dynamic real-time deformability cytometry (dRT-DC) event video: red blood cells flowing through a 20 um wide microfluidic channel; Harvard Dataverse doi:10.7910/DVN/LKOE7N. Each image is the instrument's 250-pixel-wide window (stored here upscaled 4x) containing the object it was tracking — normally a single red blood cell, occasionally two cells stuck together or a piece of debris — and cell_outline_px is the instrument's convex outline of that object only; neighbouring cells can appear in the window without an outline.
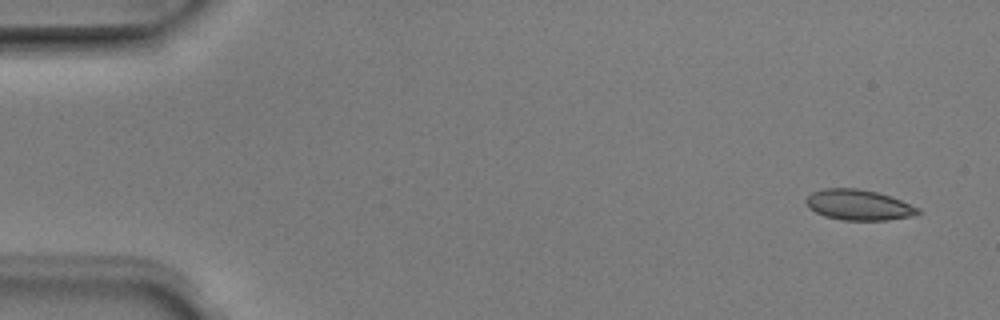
{"species": "Egyptian fruit bat (a non-hibernating species)", "species_latin": "Rousettus aegyptiacus", "temperature_condition": "room temperature", "stored_images_in_passage": 5, "camera_frame_rate_fps": 3000, "um_per_image_px": 0.085, "animal": {"sex": "male"}, "frame": {"image": 1, "passage_image": 1, "time_ms": 0.0, "image_size_px": [1000, 320], "cell_outline_px": [[920, 212], [912, 216], [888, 220], [840, 220], [824, 216], [808, 208], [804, 200], [812, 192], [824, 188], [856, 188], [876, 192], [900, 200], [920, 208]], "centroid_in_image_um": [72.94, 17.42], "position_along_channel_um": 12.1, "area_um2": 19.88}}
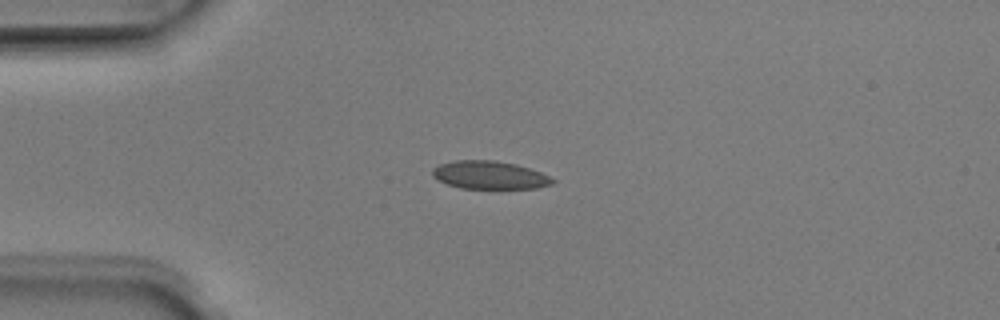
{"frame": {"image": 2, "passage_image": 4, "time_ms": 1.0, "image_size_px": [1000, 320], "cell_outline_px": [[556, 180], [552, 184], [536, 188], [460, 188], [448, 184], [432, 176], [432, 168], [440, 164], [456, 160], [492, 160], [516, 164], [540, 172]], "centroid_in_image_um": [41.6, 14.87], "position_along_channel_um": 43.4, "area_um2": 19.42}}
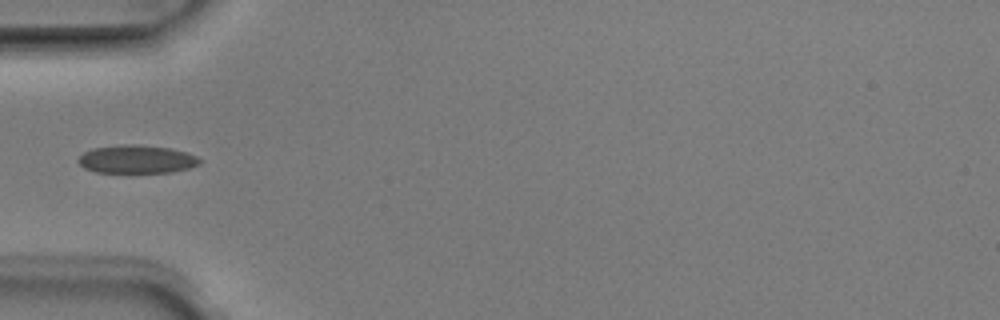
{"frame": {"image": 3, "passage_image": 5, "time_ms": 1.333, "image_size_px": [1000, 320], "cell_outline_px": [[204, 160], [200, 164], [188, 168], [172, 172], [96, 172], [84, 168], [76, 160], [84, 152], [92, 148], [120, 144], [140, 144], [168, 148], [188, 152]], "centroid_in_image_um": [11.63, 13.52], "position_along_channel_um": 73.4, "area_um2": 20.11}}